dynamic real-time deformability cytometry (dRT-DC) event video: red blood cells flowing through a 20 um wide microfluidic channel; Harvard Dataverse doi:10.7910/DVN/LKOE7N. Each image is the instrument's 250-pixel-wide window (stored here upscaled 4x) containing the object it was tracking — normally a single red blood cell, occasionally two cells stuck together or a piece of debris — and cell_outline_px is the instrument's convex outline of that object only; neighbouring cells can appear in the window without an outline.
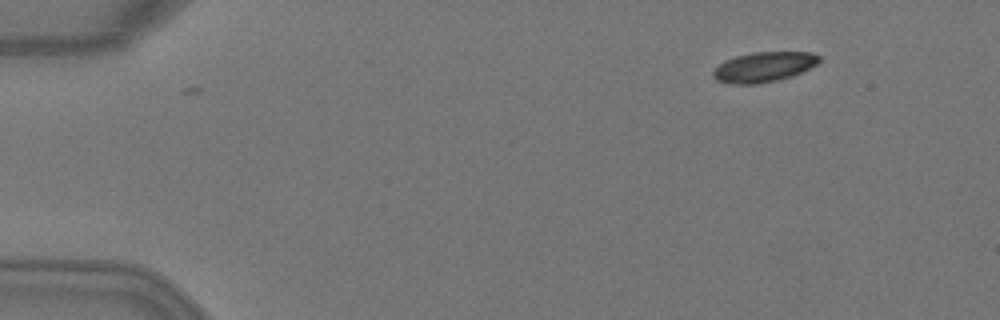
{"species": "Egyptian fruit bat (a non-hibernating species)", "species_latin": "Rousettus aegyptiacus", "temperature_condition": "warm", "stored_images_in_passage": 4, "camera_frame_rate_fps": 3000, "um_per_image_px": 0.085, "animal": {"sex": "female"}, "frame": {"image": 1, "passage_image": 2, "time_ms": 0.333, "image_size_px": [1000, 320], "cell_outline_px": [[820, 60], [816, 64], [792, 76], [776, 80], [756, 84], [732, 84], [716, 80], [712, 76], [712, 72], [724, 60], [736, 56], [752, 52], [812, 52], [820, 56]], "centroid_in_image_um": [64.9, 5.69], "position_along_channel_um": 20.1, "area_um2": 18.44}}